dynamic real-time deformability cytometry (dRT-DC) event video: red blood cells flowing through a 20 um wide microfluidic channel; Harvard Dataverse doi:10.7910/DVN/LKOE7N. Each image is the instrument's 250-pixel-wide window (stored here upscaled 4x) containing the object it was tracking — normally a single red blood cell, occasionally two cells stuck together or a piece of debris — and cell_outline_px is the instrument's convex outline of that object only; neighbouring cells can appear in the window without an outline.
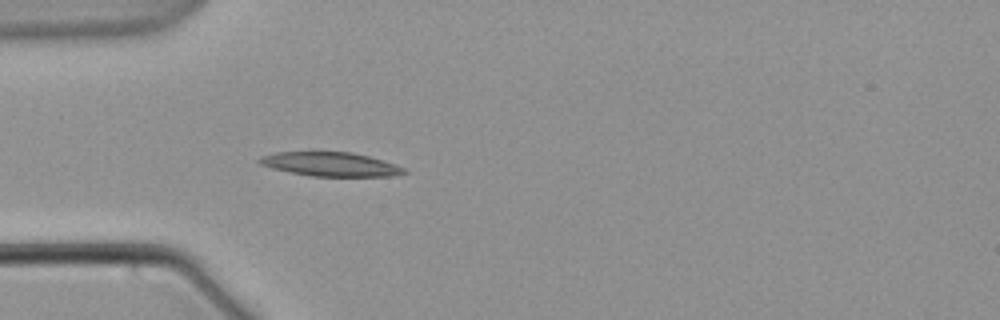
{"species": "common noctule bat (a hibernating species)", "species_latin": "Nyctalus noctula", "temperature_condition": "warm", "stored_images_in_passage": 5, "camera_frame_rate_fps": 3000, "um_per_image_px": 0.085, "animal": {"sex": "male", "body_mass_g": 21.5, "forearm_length_mm": 52.0}, "frame": {"image": 1, "passage_image": 5, "time_ms": 5.667, "image_size_px": [1000, 320], "cell_outline_px": [[408, 172], [388, 176], [312, 176], [272, 168], [260, 164], [256, 160], [260, 156], [276, 152], [312, 148], [352, 152], [368, 156], [396, 164], [404, 168]], "centroid_in_image_um": [27.99, 13.89], "position_along_channel_um": 57.0, "area_um2": 21.15}}